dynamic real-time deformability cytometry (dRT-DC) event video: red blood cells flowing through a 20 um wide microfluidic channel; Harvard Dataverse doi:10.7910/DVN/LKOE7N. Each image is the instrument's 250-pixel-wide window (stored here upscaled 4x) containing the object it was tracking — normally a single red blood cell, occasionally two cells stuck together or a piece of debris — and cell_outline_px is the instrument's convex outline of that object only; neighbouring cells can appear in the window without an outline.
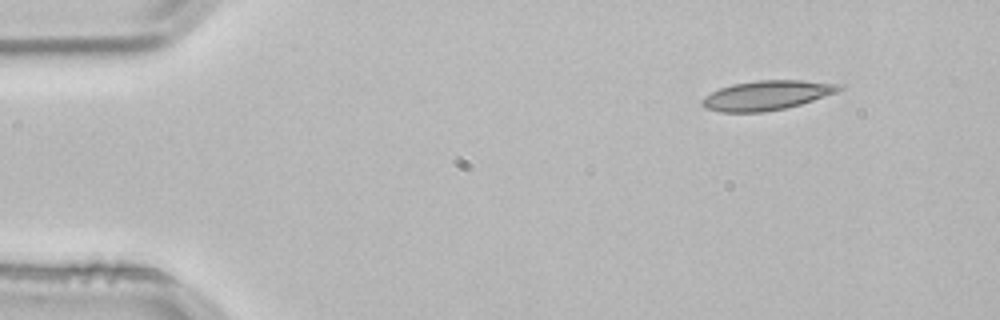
{"species": "common noctule bat (a hibernating species)", "species_latin": "Nyctalus noctula", "temperature_condition": "room temperature", "stored_images_in_passage": 3, "camera_frame_rate_fps": 3000, "um_per_image_px": 0.085, "animal": {"sex": "male", "body_mass_g": 21.5, "forearm_length_mm": 52.0}, "frame": {"image": 1, "passage_image": 1, "time_ms": 0.0, "image_size_px": [1000, 320], "cell_outline_px": [[844, 88], [836, 92], [800, 104], [784, 108], [764, 112], [720, 112], [704, 108], [700, 104], [700, 100], [704, 96], [720, 88], [732, 84], [756, 80], [800, 80], [844, 84]], "centroid_in_image_um": [65.14, 8.1], "position_along_channel_um": 19.9, "area_um2": 23.58}}
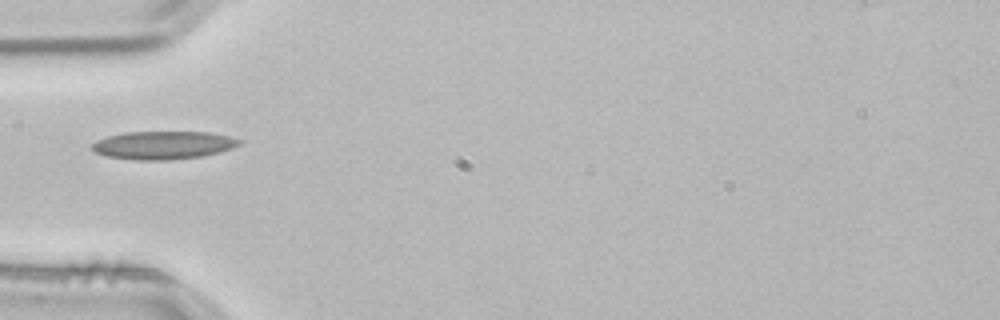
{"frame": {"image": 2, "passage_image": 3, "time_ms": 0.667, "image_size_px": [1000, 320], "cell_outline_px": [[240, 144], [232, 148], [220, 152], [200, 156], [172, 160], [136, 160], [108, 156], [96, 152], [92, 148], [92, 144], [96, 140], [108, 136], [124, 132], [208, 132], [228, 136], [240, 140]], "centroid_in_image_um": [13.86, 12.34], "position_along_channel_um": 71.1, "area_um2": 23.93}}